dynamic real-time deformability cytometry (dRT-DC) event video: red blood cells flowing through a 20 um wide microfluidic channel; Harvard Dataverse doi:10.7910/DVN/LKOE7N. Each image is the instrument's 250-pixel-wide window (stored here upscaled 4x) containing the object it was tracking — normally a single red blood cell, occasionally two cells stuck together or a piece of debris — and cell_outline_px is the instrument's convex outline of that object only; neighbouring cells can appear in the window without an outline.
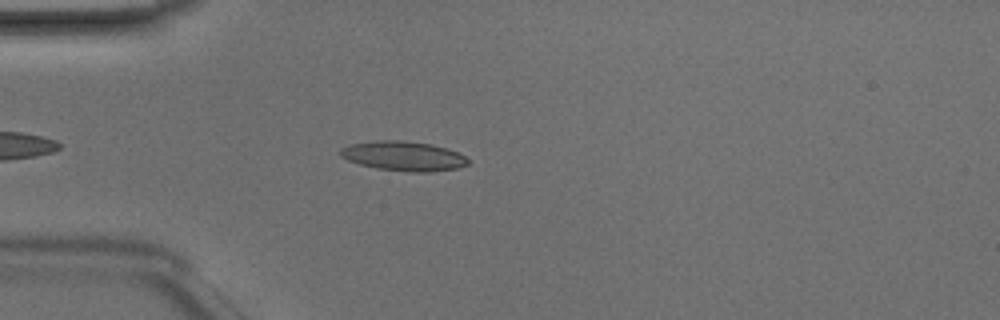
{"species": "Egyptian fruit bat (a non-hibernating species)", "species_latin": "Rousettus aegyptiacus", "temperature_condition": "room temperature", "stored_images_in_passage": 41, "camera_frame_rate_fps": 3000, "um_per_image_px": 0.085, "animal": {"sex": "male"}, "frame": {"image": 1, "passage_image": 6, "time_ms": 1.667, "image_size_px": [1000, 320], "cell_outline_px": [[468, 164], [456, 168], [432, 172], [412, 172], [376, 168], [360, 164], [348, 160], [340, 156], [340, 148], [352, 144], [376, 140], [400, 140], [432, 144], [448, 148], [464, 156], [468, 160]], "centroid_in_image_um": [34.29, 13.26], "position_along_channel_um": 50.7, "area_um2": 21.91}}
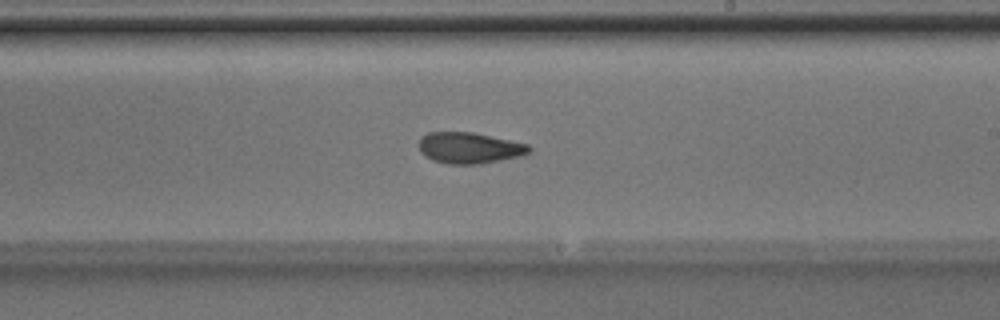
{"frame": {"image": 2, "passage_image": 21, "time_ms": 6.667, "image_size_px": [1000, 320], "cell_outline_px": [[532, 152], [524, 156], [476, 164], [448, 164], [432, 160], [424, 156], [420, 152], [420, 136], [428, 132], [472, 132], [528, 144], [532, 148]], "centroid_in_image_um": [39.91, 12.57], "position_along_channel_um": 249.1, "area_um2": 20.11}}
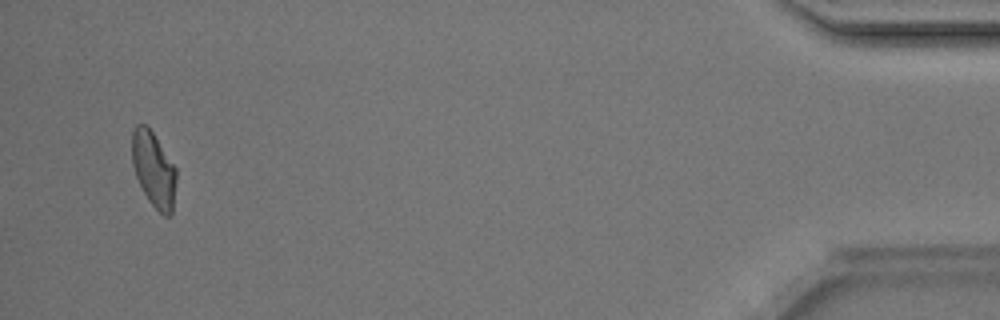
{"frame": {"image": 3, "passage_image": 39, "time_ms": 12.667, "image_size_px": [1000, 320], "cell_outline_px": [[176, 180], [172, 212], [168, 216], [164, 216], [148, 200], [136, 176], [132, 164], [132, 132], [136, 124], [144, 124], [152, 132], [176, 168]], "centroid_in_image_um": [13.05, 14.4], "position_along_channel_um": 422.1, "area_um2": 19.07}, "authors_computed_cell_mechanics": {"area_um2": 20.1144, "velocity_mm_per_s": 4.2053, "shape_relaxation_time_tau1_ms": 6.7511, "shape_relaxation_time_tau2_ms": 2.5087, "deformation_change_tau1": 0.2028, "deformation_change_tau2": 0.0929}}